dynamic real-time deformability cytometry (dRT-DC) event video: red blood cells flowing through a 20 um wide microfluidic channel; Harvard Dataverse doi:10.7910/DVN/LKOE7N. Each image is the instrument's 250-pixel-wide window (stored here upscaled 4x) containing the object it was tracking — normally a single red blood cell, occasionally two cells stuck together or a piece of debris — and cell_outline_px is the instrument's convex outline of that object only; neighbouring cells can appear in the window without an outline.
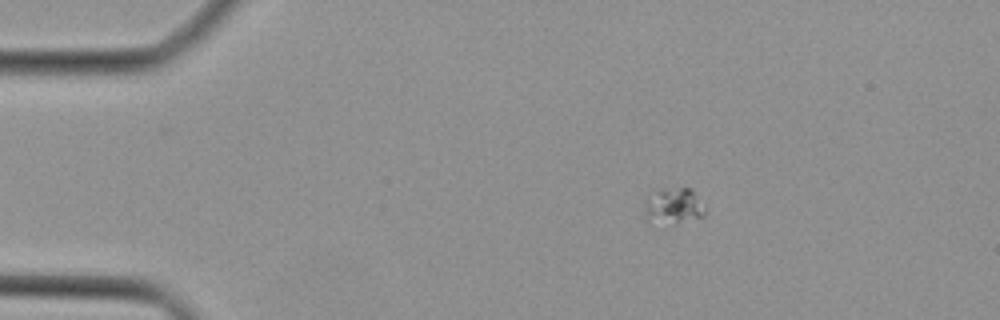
{"species": "Egyptian fruit bat (a non-hibernating species)", "species_latin": "Rousettus aegyptiacus", "temperature_condition": "cold", "stored_images_in_passage": 38, "camera_frame_rate_fps": 3000, "um_per_image_px": 0.085, "animal": {"sex": "female"}, "frame": {"image": 1, "passage_image": 1, "time_ms": 0.0, "image_size_px": [1000, 320], "cell_outline_px": [[704, 216], [676, 224], [644, 220], [644, 200], [652, 188], [688, 188], [704, 204]], "centroid_in_image_um": [57.15, 17.49], "position_along_channel_um": 27.8, "area_um2": 13.06}}
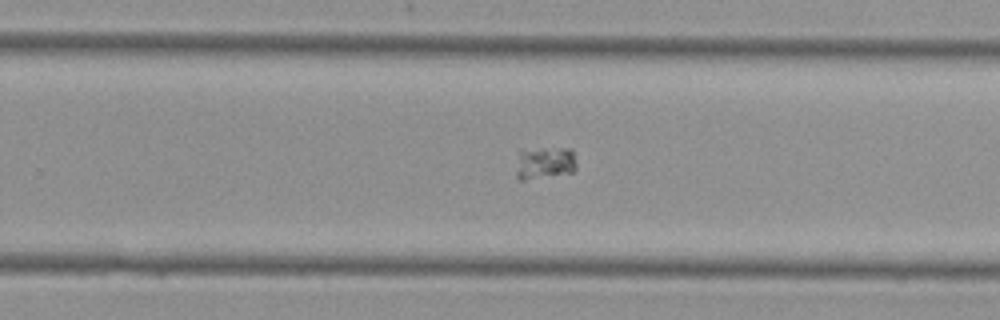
{"frame": {"image": 2, "passage_image": 22, "time_ms": 7.0, "image_size_px": [1000, 320], "cell_outline_px": [[576, 168], [572, 172], [524, 180], [520, 180], [516, 176], [516, 172], [520, 148], [572, 148], [576, 164]], "centroid_in_image_um": [46.28, 13.81], "position_along_channel_um": 283.5, "area_um2": 11.56}}
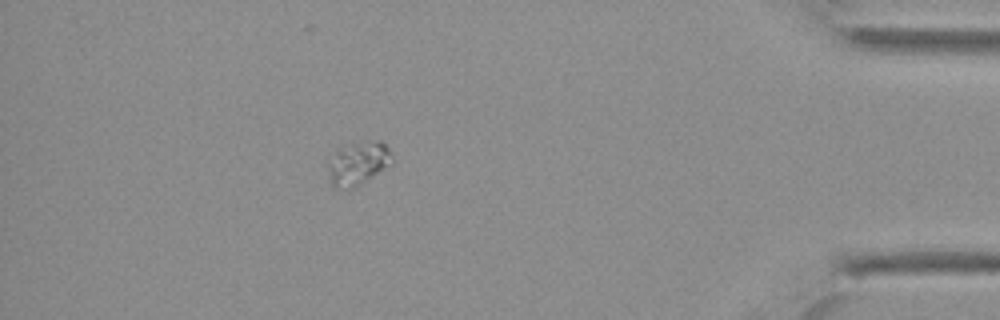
{"frame": {"image": 3, "passage_image": 33, "time_ms": 10.667, "image_size_px": [1000, 320], "cell_outline_px": [[396, 160], [392, 164], [360, 184], [352, 188], [336, 188], [332, 184], [328, 168], [328, 164], [336, 152], [352, 144], [380, 140], [388, 148]], "centroid_in_image_um": [30.51, 13.89], "position_along_channel_um": 404.7, "area_um2": 15.66}}